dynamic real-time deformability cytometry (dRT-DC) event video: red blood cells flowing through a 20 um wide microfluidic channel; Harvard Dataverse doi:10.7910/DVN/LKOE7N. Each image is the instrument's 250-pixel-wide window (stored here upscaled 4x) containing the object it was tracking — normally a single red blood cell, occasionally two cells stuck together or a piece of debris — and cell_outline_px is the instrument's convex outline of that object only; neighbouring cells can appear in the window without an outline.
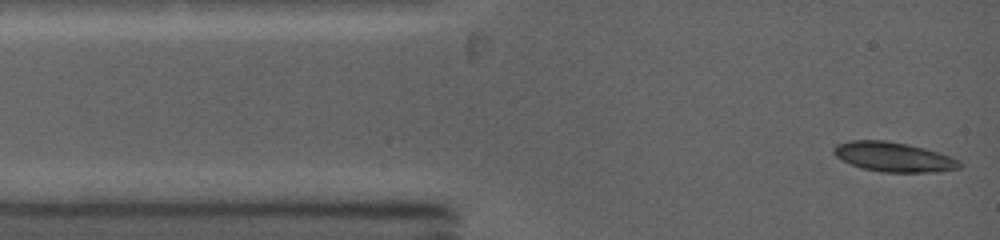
{"species": "common noctule bat (a hibernating species)", "species_latin": "Nyctalus noctula", "temperature_condition": "warm", "stored_images_in_passage": 38, "camera_frame_rate_fps": 5000, "um_per_image_px": 0.085, "animal": {"sex": "female", "body_mass_g": 19.0, "forearm_length_mm": 53.3}, "frame": {"image": 1, "passage_image": 1, "time_ms": 0.0, "image_size_px": [1000, 240], "cell_outline_px": [[964, 164], [960, 168], [936, 172], [880, 172], [864, 168], [852, 164], [836, 156], [832, 152], [832, 148], [836, 144], [852, 140], [888, 140], [908, 144], [924, 148], [960, 160]], "centroid_in_image_um": [75.97, 13.33], "position_along_channel_um": 9.0, "area_um2": 21.68}}
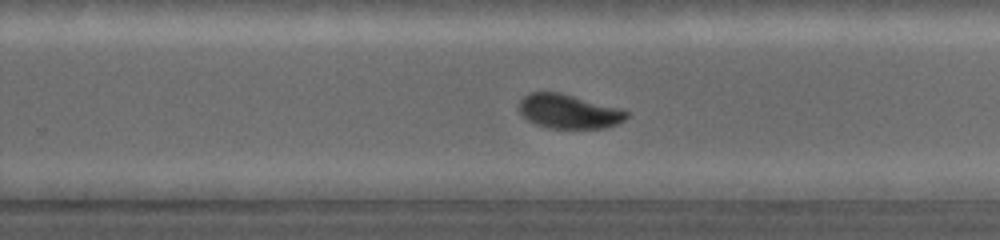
{"frame": {"image": 2, "passage_image": 24, "time_ms": 7.6, "image_size_px": [1000, 240], "cell_outline_px": [[628, 116], [624, 120], [616, 124], [604, 128], [548, 128], [536, 124], [528, 120], [520, 112], [520, 100], [524, 96], [532, 92], [560, 92], [620, 108], [628, 112]], "centroid_in_image_um": [48.35, 9.47], "position_along_channel_um": 281.4, "area_um2": 21.27}}
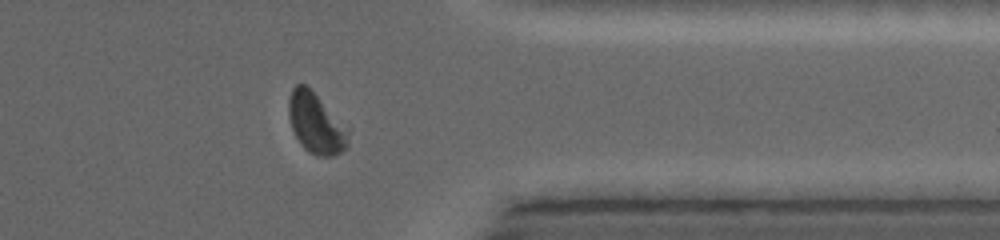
{"frame": {"image": 3, "passage_image": 32, "time_ms": 10.2, "image_size_px": [1000, 240], "cell_outline_px": [[348, 148], [332, 156], [316, 156], [308, 152], [300, 144], [292, 128], [288, 116], [288, 100], [292, 88], [296, 84], [304, 84], [316, 96], [348, 132]], "centroid_in_image_um": [26.79, 10.53], "position_along_channel_um": 384.6, "area_um2": 20.23}, "authors_computed_cell_mechanics": {"area_um2": 21.675, "velocity_mm_per_s": 4.2426, "shape_relaxation_time_tau1_ms": 3.2798, "shape_relaxation_time_tau2_ms": 2.8414, "deformation_change_tau1": 0.1429, "deformation_change_tau2": 0.0589}}